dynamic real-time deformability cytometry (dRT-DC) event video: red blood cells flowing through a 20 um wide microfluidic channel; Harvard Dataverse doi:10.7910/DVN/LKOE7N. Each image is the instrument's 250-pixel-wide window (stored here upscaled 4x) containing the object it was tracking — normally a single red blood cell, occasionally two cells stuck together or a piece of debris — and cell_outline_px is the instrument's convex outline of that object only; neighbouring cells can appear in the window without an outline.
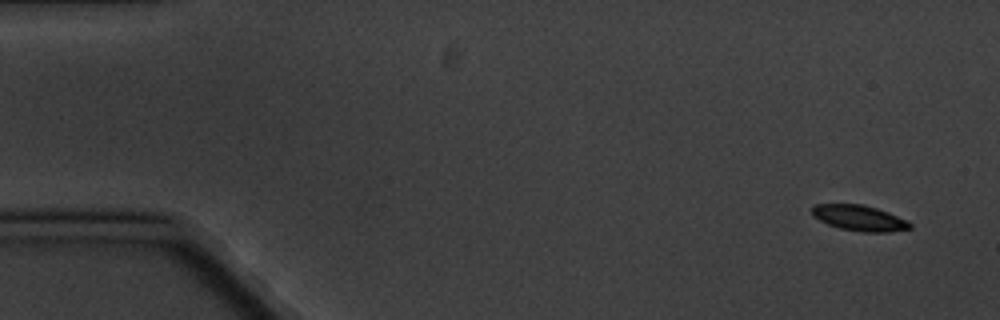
{"species": "common noctule bat (a hibernating species)", "species_latin": "Nyctalus noctula", "temperature_condition": "cold", "stored_images_in_passage": 5, "camera_frame_rate_fps": 3000, "um_per_image_px": 0.085, "animal": {"sex": "male", "body_mass_g": 20.1, "forearm_length_mm": 53.5}, "frame": {"image": 1, "passage_image": 1, "time_ms": 0.0, "image_size_px": [1000, 320], "cell_outline_px": [[912, 228], [888, 232], [864, 232], [840, 228], [828, 224], [812, 216], [812, 208], [816, 204], [864, 204], [888, 212], [908, 220], [912, 224]], "centroid_in_image_um": [73.07, 18.53], "position_along_channel_um": 11.9, "area_um2": 14.62}}
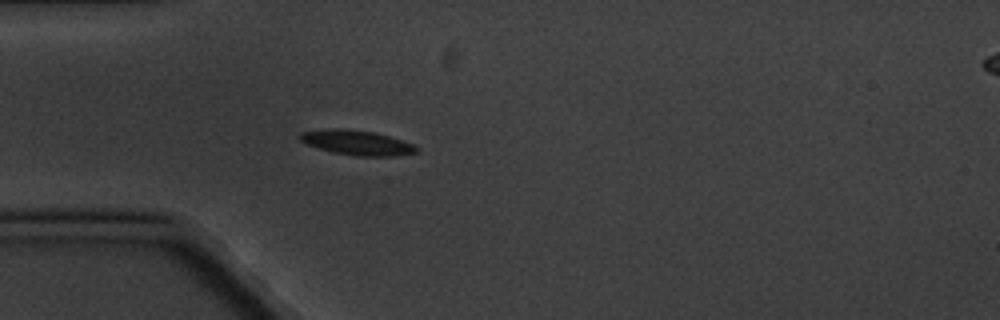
{"frame": {"image": 2, "passage_image": 5, "time_ms": 4.667, "image_size_px": [1000, 320], "cell_outline_px": [[420, 148], [416, 152], [392, 156], [356, 156], [332, 152], [308, 144], [300, 140], [296, 136], [300, 132], [328, 128], [340, 128], [372, 132], [388, 136], [412, 144]], "centroid_in_image_um": [30.28, 12.12], "position_along_channel_um": 54.7, "area_um2": 16.65}}